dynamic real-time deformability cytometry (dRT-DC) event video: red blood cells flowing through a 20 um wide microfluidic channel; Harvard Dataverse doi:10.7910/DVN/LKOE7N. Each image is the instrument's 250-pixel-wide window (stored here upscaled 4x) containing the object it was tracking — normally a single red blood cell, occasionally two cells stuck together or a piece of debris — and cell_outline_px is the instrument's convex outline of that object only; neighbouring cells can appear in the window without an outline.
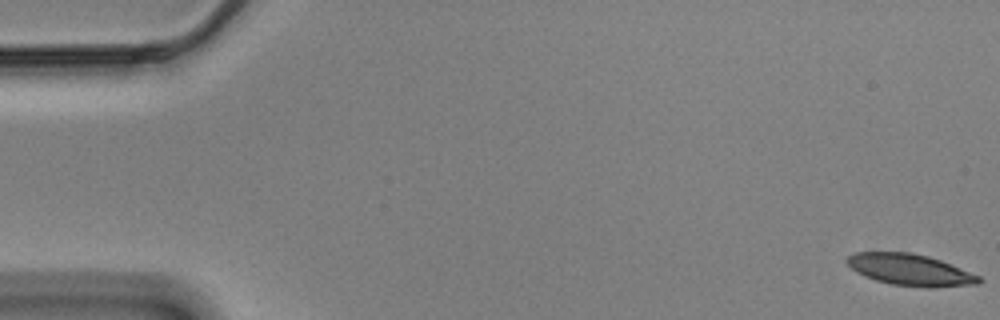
{"species": "Egyptian fruit bat (a non-hibernating species)", "species_latin": "Rousettus aegyptiacus", "temperature_condition": "cold", "stored_images_in_passage": 56, "camera_frame_rate_fps": 3000, "um_per_image_px": 0.085, "animal": {"sex": "male"}, "frame": {"image": 1, "passage_image": 1, "time_ms": 0.0, "image_size_px": [1000, 320], "cell_outline_px": [[984, 280], [980, 284], [932, 288], [928, 288], [892, 284], [876, 280], [864, 276], [856, 272], [844, 260], [848, 256], [856, 252], [912, 252], [928, 256], [940, 260], [980, 276]], "centroid_in_image_um": [77.39, 22.94], "position_along_channel_um": 7.6, "area_um2": 24.33}}
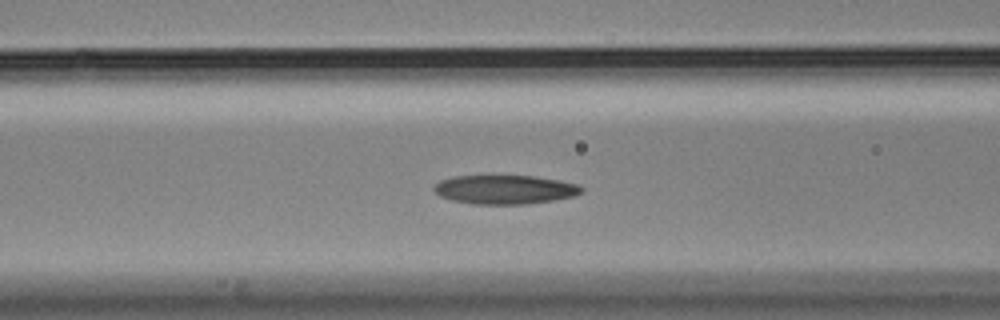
{"frame": {"image": 2, "passage_image": 23, "time_ms": 7.333, "image_size_px": [1000, 320], "cell_outline_px": [[584, 192], [572, 196], [552, 200], [528, 204], [472, 204], [452, 200], [440, 196], [432, 188], [440, 180], [452, 176], [492, 172], [536, 176], [560, 180], [580, 184], [584, 188]], "centroid_in_image_um": [42.89, 16.05], "position_along_channel_um": 123.7, "area_um2": 26.24}}
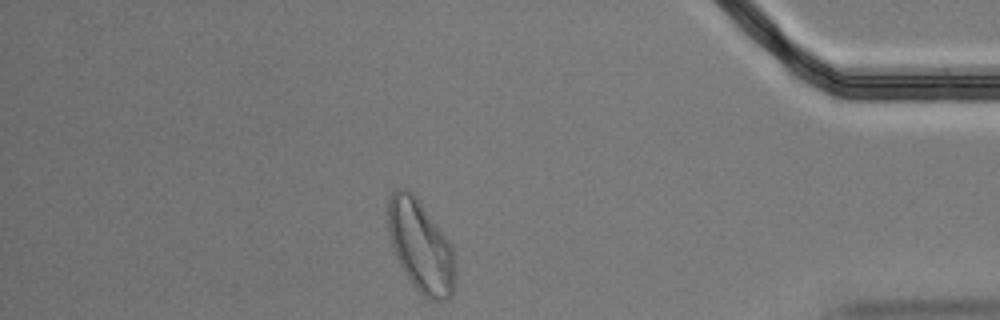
{"frame": {"image": 3, "passage_image": 50, "time_ms": 16.333, "image_size_px": [1000, 320], "cell_outline_px": [[456, 272], [452, 292], [444, 300], [428, 300], [412, 284], [404, 272], [396, 256], [392, 244], [388, 228], [388, 200], [392, 192], [396, 188], [408, 188], [416, 196], [452, 244], [456, 264]], "centroid_in_image_um": [35.77, 20.91], "position_along_channel_um": 399.4, "area_um2": 35.95}, "authors_computed_cell_mechanics": {"area_um2": 25.432, "velocity_mm_per_s": 3.4737, "shape_relaxation_time_tau1_ms": 5.5764, "shape_relaxation_time_tau2_ms": 4.1097, "deformation_change_tau1": 0.1566, "deformation_change_tau2": 0.0917}}